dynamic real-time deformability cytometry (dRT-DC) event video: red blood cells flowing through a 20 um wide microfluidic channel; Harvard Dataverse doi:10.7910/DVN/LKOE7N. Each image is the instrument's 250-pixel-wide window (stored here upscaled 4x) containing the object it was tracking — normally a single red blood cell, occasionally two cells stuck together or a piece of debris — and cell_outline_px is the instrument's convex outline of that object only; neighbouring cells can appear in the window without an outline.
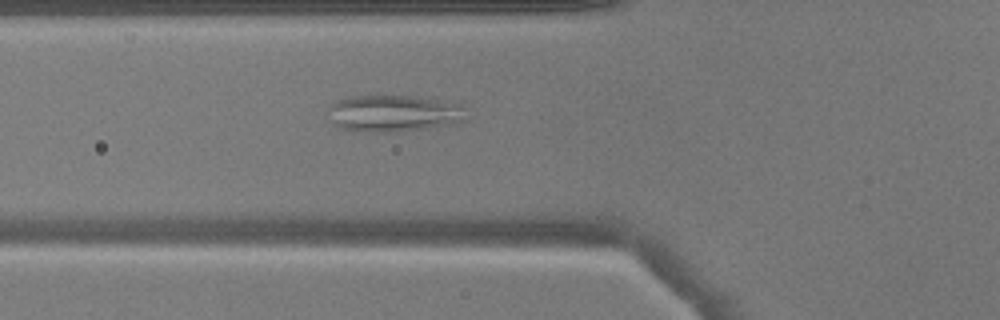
{"species": "common noctule bat (a hibernating species)", "species_latin": "Nyctalus noctula", "temperature_condition": "warm", "stored_images_in_passage": 35, "camera_frame_rate_fps": 3000, "um_per_image_px": 0.085, "animal": {"sex": "male", "body_mass_g": 17.9}, "frame": {"image": 1, "passage_image": 3, "time_ms": 0.667, "image_size_px": [1000, 320], "cell_outline_px": [[464, 120], [456, 124], [428, 128], [384, 132], [372, 132], [336, 128], [332, 124], [328, 108], [336, 100], [352, 96], [412, 96], [440, 100], [460, 104], [464, 108]], "centroid_in_image_um": [33.44, 9.64], "position_along_channel_um": 92.4, "area_um2": 29.54}}
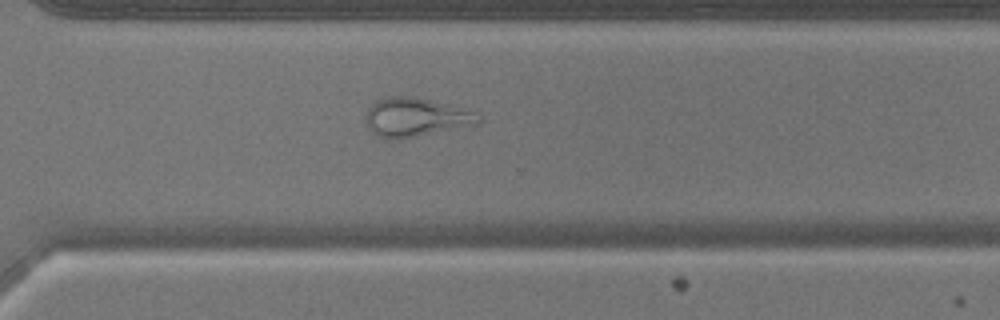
{"frame": {"image": 2, "passage_image": 21, "time_ms": 6.667, "image_size_px": [1000, 320], "cell_outline_px": [[484, 120], [480, 124], [416, 136], [392, 140], [380, 136], [372, 132], [368, 128], [364, 116], [368, 108], [376, 100], [384, 96], [416, 96], [476, 112]], "centroid_in_image_um": [35.33, 9.95], "position_along_channel_um": 335.3, "area_um2": 25.66}}
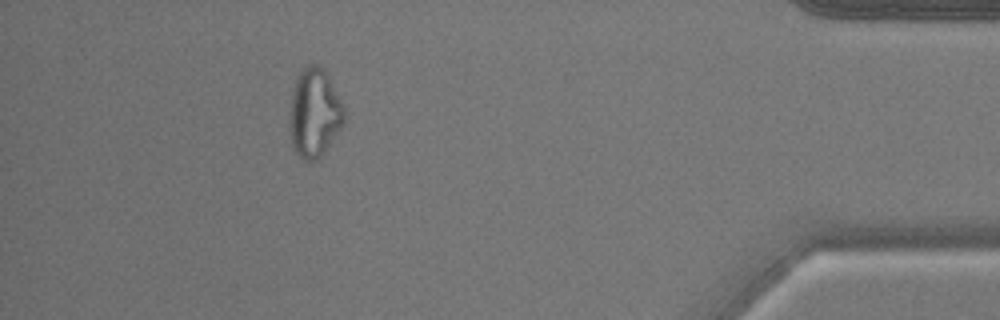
{"frame": {"image": 3, "passage_image": 30, "time_ms": 9.667, "image_size_px": [1000, 320], "cell_outline_px": [[344, 124], [324, 152], [316, 160], [304, 160], [292, 148], [288, 120], [288, 112], [292, 92], [296, 76], [308, 64], [316, 64], [324, 68], [328, 72], [344, 104]], "centroid_in_image_um": [26.72, 9.56], "position_along_channel_um": 408.5, "area_um2": 28.9}}